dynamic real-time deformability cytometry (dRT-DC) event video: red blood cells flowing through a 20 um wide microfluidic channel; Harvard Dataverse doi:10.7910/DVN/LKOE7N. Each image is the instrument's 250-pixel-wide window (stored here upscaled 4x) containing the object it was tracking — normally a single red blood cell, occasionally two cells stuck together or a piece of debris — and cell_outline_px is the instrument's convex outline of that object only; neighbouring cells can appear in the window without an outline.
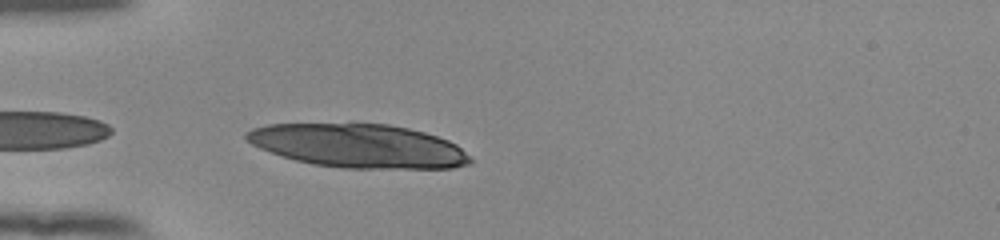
{"species": "human", "species_latin": "Homo sapiens", "temperature_condition": "room temperature", "stored_images_in_passage": 30, "camera_frame_rate_fps": 3000, "um_per_image_px": 0.085, "donor": {"sex": "female"}, "frame": {"image": 1, "passage_image": 1, "time_ms": 0.0, "image_size_px": [1000, 240], "cell_outline_px": [[472, 164], [452, 168], [344, 168], [312, 164], [296, 160], [260, 148], [252, 144], [244, 136], [244, 132], [252, 128], [268, 124], [388, 124], [408, 128], [424, 132], [448, 140], [456, 144], [472, 160]], "centroid_in_image_um": [30.48, 12.4], "position_along_channel_um": 54.5, "area_um2": 56.59}}